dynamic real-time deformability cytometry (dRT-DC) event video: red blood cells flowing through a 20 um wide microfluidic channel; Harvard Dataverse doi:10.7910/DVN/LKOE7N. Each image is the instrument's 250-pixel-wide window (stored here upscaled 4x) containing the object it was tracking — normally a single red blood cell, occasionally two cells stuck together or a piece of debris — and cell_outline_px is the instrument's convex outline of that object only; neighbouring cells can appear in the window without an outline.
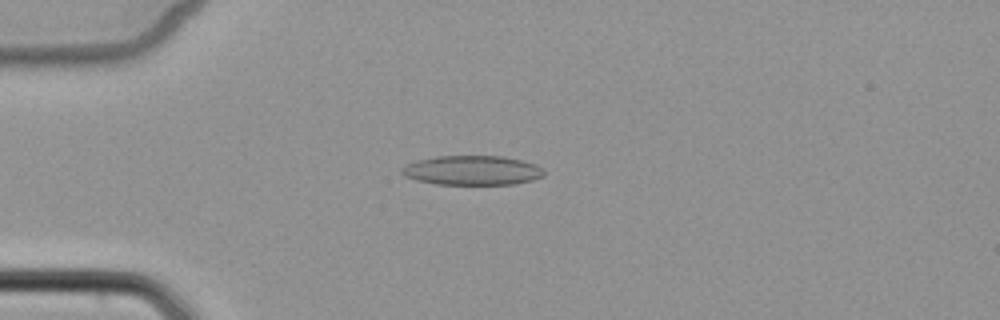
{"species": "common noctule bat (a hibernating species)", "species_latin": "Nyctalus noctula", "temperature_condition": "cold", "stored_images_in_passage": 7, "camera_frame_rate_fps": 3000, "um_per_image_px": 0.085, "animal": {"sex": "female", "body_mass_g": 22.7, "forearm_length_mm": 54.2}, "frame": {"image": 1, "passage_image": 4, "time_ms": 4.667, "image_size_px": [1000, 320], "cell_outline_px": [[544, 176], [532, 180], [512, 184], [436, 184], [416, 180], [404, 176], [400, 172], [400, 168], [416, 160], [436, 156], [504, 156], [524, 160], [536, 164], [544, 168]], "centroid_in_image_um": [40.15, 14.47], "position_along_channel_um": 44.9, "area_um2": 24.62}}
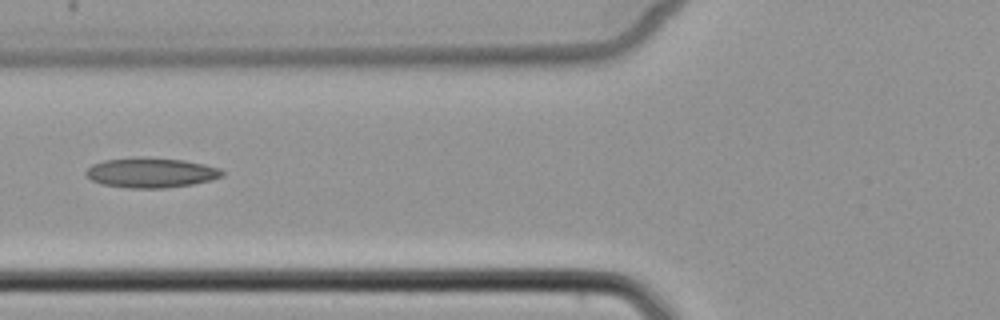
{"frame": {"image": 2, "passage_image": 6, "time_ms": 7.0, "image_size_px": [1000, 320], "cell_outline_px": [[224, 176], [212, 180], [192, 184], [164, 188], [128, 188], [100, 184], [92, 180], [84, 172], [92, 164], [104, 160], [184, 160], [204, 164], [220, 168], [224, 172]], "centroid_in_image_um": [12.87, 14.73], "position_along_channel_um": 112.9, "area_um2": 22.83}}
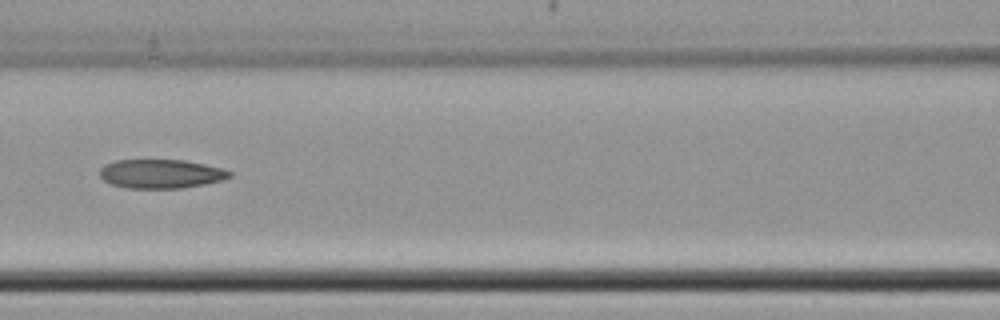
{"frame": {"image": 3, "passage_image": 7, "time_ms": 8.0, "image_size_px": [1000, 320], "cell_outline_px": [[232, 176], [220, 180], [204, 184], [180, 188], [128, 188], [112, 184], [104, 180], [100, 176], [100, 168], [104, 164], [116, 160], [184, 160], [224, 168], [232, 172]], "centroid_in_image_um": [13.68, 14.76], "position_along_channel_um": 152.9, "area_um2": 21.85}}